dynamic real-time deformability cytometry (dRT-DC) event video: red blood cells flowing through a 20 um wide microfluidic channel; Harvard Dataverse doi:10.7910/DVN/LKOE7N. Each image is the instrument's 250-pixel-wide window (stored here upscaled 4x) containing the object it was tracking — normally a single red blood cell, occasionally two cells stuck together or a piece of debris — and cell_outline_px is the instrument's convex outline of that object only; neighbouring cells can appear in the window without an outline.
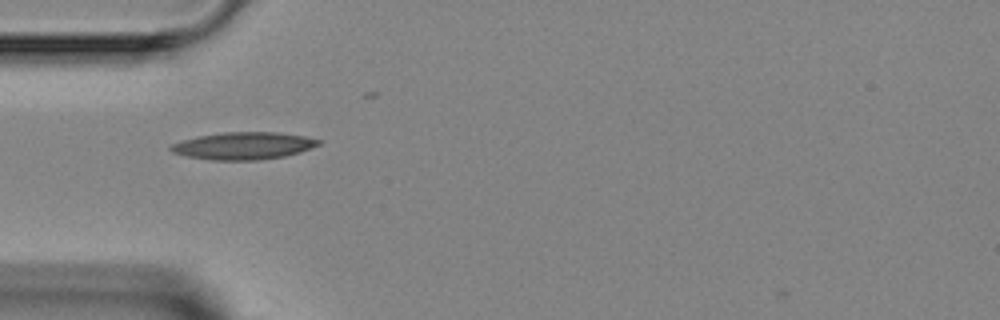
{"species": "Egyptian fruit bat (a non-hibernating species)", "species_latin": "Rousettus aegyptiacus", "temperature_condition": "room temperature", "stored_images_in_passage": 5, "camera_frame_rate_fps": 3000, "um_per_image_px": 0.085, "animal": {"sex": "female"}, "frame": {"image": 1, "passage_image": 1, "time_ms": 0.0, "image_size_px": [1000, 320], "cell_outline_px": [[320, 144], [300, 152], [284, 156], [260, 160], [212, 160], [188, 156], [172, 152], [168, 148], [172, 144], [184, 140], [200, 136], [224, 132], [280, 132], [304, 136], [320, 140]], "centroid_in_image_um": [20.71, 12.39], "position_along_channel_um": 64.3, "area_um2": 23.29}}
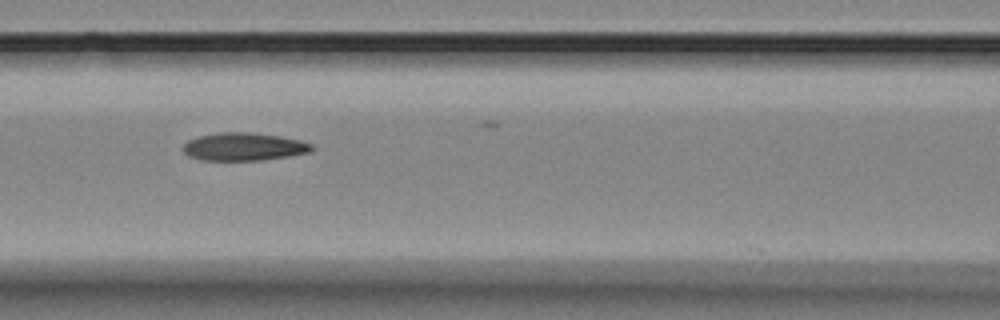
{"frame": {"image": 2, "passage_image": 3, "time_ms": 2.0, "image_size_px": [1000, 320], "cell_outline_px": [[316, 148], [312, 152], [264, 160], [200, 160], [188, 156], [180, 148], [188, 140], [200, 136], [220, 132], [252, 132], [280, 136], [300, 140], [312, 144]], "centroid_in_image_um": [20.74, 12.47], "position_along_channel_um": 145.9, "area_um2": 21.15}}
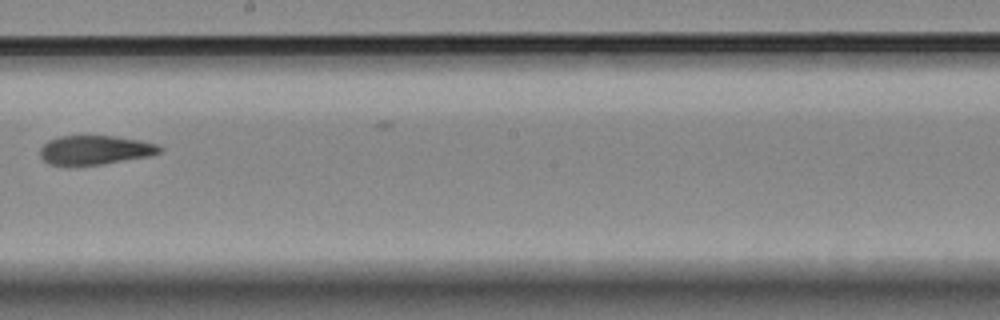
{"frame": {"image": 3, "passage_image": 5, "time_ms": 4.333, "image_size_px": [1000, 320], "cell_outline_px": [[164, 148], [160, 152], [152, 156], [100, 164], [48, 164], [40, 156], [40, 148], [48, 140], [60, 136], [112, 136], [140, 140], [156, 144]], "centroid_in_image_um": [8.11, 12.74], "position_along_channel_um": 240.1, "area_um2": 20.06}}